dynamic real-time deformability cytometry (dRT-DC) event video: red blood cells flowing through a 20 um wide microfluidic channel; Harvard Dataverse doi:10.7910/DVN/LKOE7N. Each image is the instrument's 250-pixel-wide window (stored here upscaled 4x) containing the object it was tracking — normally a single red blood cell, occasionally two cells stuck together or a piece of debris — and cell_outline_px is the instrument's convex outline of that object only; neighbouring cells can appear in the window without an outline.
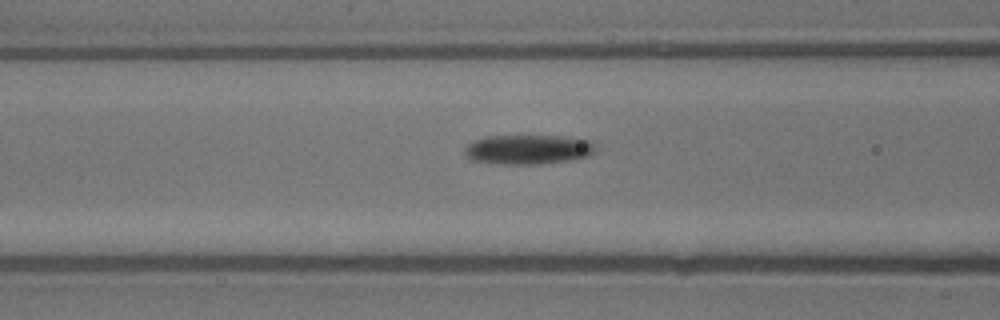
{"species": "common noctule bat (a hibernating species)", "species_latin": "Nyctalus noctula", "temperature_condition": "warm", "stored_images_in_passage": 8, "camera_frame_rate_fps": 3000, "um_per_image_px": 0.085, "animal": {"sex": "male", "body_mass_g": 13.3}, "frame": {"image": 1, "passage_image": 6, "time_ms": 1.667, "image_size_px": [1000, 320], "cell_outline_px": [[600, 144], [596, 152], [588, 156], [568, 160], [540, 164], [496, 164], [468, 160], [464, 152], [464, 148], [468, 144], [476, 140], [488, 136], [564, 136], [592, 140]], "centroid_in_image_um": [44.95, 12.7], "position_along_channel_um": 121.7, "area_um2": 23.0}}